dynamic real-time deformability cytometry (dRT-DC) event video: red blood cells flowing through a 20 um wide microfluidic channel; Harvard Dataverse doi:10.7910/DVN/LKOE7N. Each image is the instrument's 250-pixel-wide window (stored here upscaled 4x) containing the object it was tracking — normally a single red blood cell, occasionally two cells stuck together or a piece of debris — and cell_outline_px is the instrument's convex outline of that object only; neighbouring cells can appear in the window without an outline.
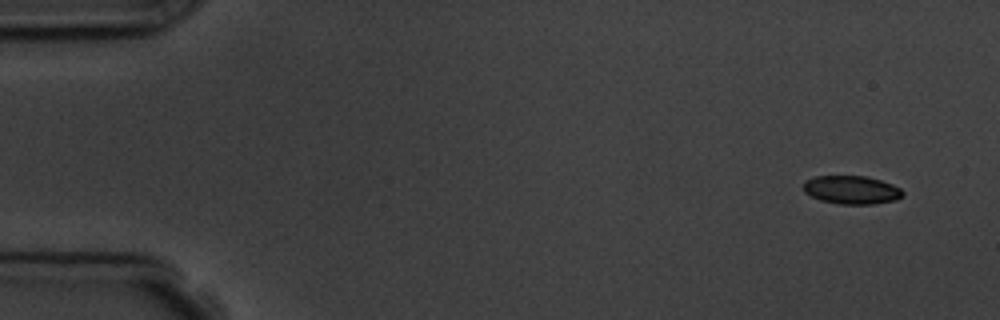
{"species": "common noctule bat (a hibernating species)", "species_latin": "Nyctalus noctula", "temperature_condition": "room temperature", "stored_images_in_passage": 5, "camera_frame_rate_fps": 3000, "um_per_image_px": 0.085, "animal": {"sex": "male", "body_mass_g": 19.5, "forearm_length_mm": 54.6}, "frame": {"image": 1, "passage_image": 1, "time_ms": 0.0, "image_size_px": [1000, 320], "cell_outline_px": [[904, 196], [896, 200], [872, 204], [840, 204], [820, 200], [804, 192], [804, 180], [816, 176], [868, 176], [892, 184], [900, 188], [904, 192]], "centroid_in_image_um": [72.4, 16.14], "position_along_channel_um": 12.6, "area_um2": 16.47}}
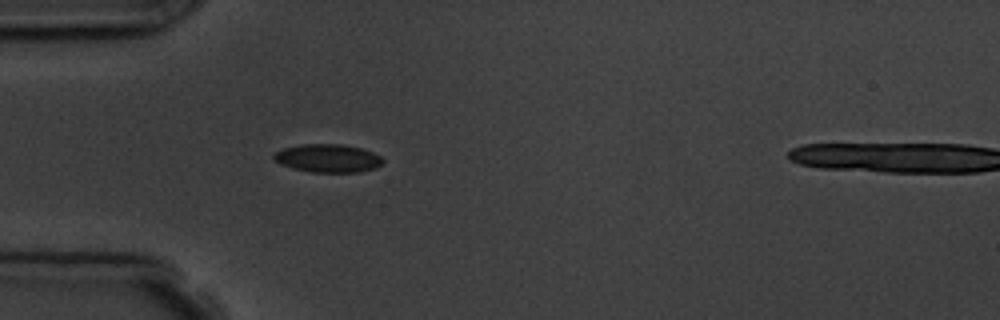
{"frame": {"image": 2, "passage_image": 4, "time_ms": 4.333, "image_size_px": [1000, 320], "cell_outline_px": [[384, 160], [380, 164], [372, 168], [356, 172], [312, 172], [292, 168], [280, 164], [272, 156], [276, 152], [284, 148], [300, 144], [340, 144], [360, 148], [372, 152], [380, 156]], "centroid_in_image_um": [27.83, 13.44], "position_along_channel_um": 57.2, "area_um2": 17.63}}